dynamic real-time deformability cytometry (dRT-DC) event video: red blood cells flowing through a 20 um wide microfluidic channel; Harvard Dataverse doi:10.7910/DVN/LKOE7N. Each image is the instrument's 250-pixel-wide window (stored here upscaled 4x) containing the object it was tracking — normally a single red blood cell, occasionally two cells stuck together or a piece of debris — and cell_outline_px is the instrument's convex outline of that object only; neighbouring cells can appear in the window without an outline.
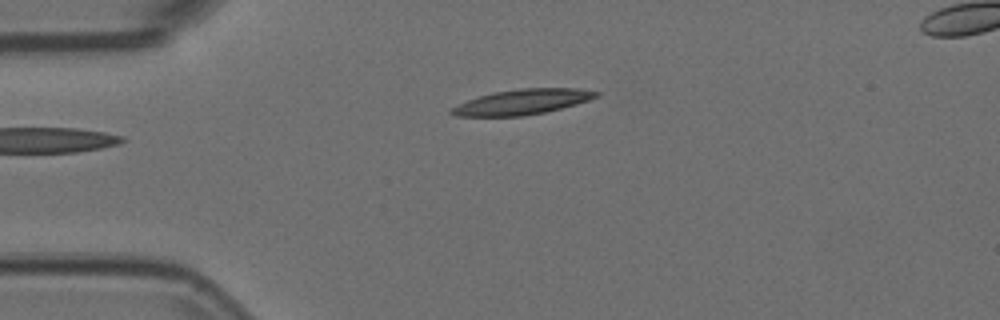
{"species": "Egyptian fruit bat (a non-hibernating species)", "species_latin": "Rousettus aegyptiacus", "temperature_condition": "room temperature", "stored_images_in_passage": 2, "camera_frame_rate_fps": 3000, "um_per_image_px": 0.085, "animal": {"sex": "female"}, "frame": {"image": 1, "passage_image": 2, "time_ms": 0.333, "image_size_px": [1000, 320], "cell_outline_px": [[600, 96], [576, 104], [544, 112], [524, 116], [456, 116], [448, 112], [452, 108], [468, 100], [480, 96], [496, 92], [520, 88], [580, 88], [600, 92]], "centroid_in_image_um": [44.44, 8.66], "position_along_channel_um": 40.6, "area_um2": 21.04}}